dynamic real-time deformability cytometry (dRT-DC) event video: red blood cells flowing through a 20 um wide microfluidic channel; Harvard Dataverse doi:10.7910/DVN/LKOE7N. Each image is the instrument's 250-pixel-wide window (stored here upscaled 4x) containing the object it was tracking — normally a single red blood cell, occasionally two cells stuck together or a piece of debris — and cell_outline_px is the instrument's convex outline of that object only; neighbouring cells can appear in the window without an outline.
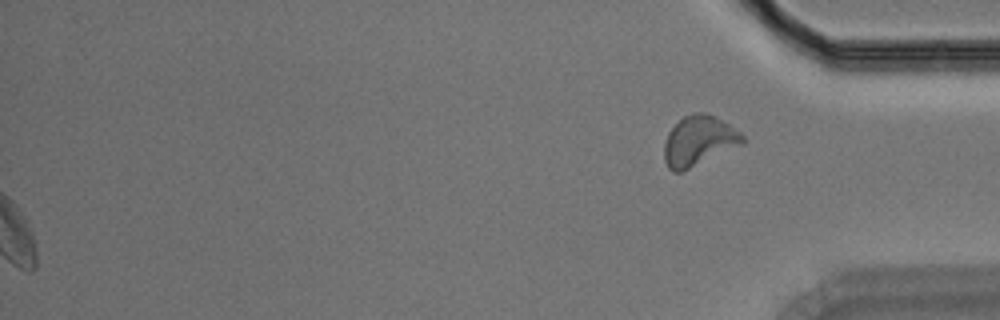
{"species": "Egyptian fruit bat (a non-hibernating species)", "species_latin": "Rousettus aegyptiacus", "temperature_condition": "room temperature", "stored_images_in_passage": 36, "segment_of_instrument_passage": [2, 2], "camera_frame_rate_fps": 3000, "um_per_image_px": 0.085, "animal": {"sex": "male"}, "frame": {"image": 1, "passage_image": 36, "time_ms": 11.667, "image_size_px": [1000, 320], "cell_outline_px": [[744, 144], [680, 172], [672, 172], [668, 168], [664, 160], [664, 144], [668, 132], [684, 116], [696, 112], [708, 112], [728, 124], [740, 132], [744, 136]], "centroid_in_image_um": [59.4, 11.97], "position_along_channel_um": 375.8, "area_um2": 22.72}}